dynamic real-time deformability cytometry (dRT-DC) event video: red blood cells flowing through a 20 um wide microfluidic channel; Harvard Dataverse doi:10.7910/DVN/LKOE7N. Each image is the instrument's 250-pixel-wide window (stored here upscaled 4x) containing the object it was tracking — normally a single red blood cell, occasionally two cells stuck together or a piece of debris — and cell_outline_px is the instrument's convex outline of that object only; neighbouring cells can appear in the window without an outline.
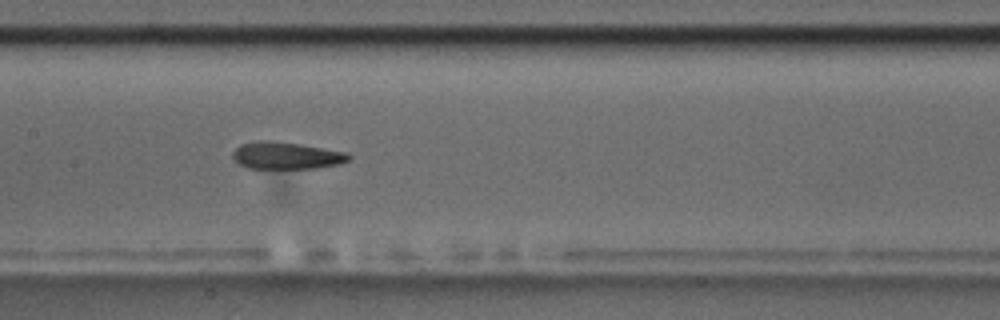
{"species": "common noctule bat (a hibernating species)", "species_latin": "Nyctalus noctula", "temperature_condition": "room temperature", "stored_images_in_passage": 14, "camera_frame_rate_fps": 3000, "um_per_image_px": 0.085, "animal": {"sex": "male", "body_mass_g": 17.5, "forearm_length_mm": 52.3}, "frame": {"image": 1, "passage_image": 7, "time_ms": 7.667, "image_size_px": [1000, 320], "cell_outline_px": [[352, 156], [348, 160], [340, 164], [316, 168], [248, 168], [240, 164], [232, 156], [232, 152], [240, 144], [260, 140], [268, 140], [300, 144], [348, 152]], "centroid_in_image_um": [24.36, 13.21], "position_along_channel_um": 183.0, "area_um2": 18.32}}
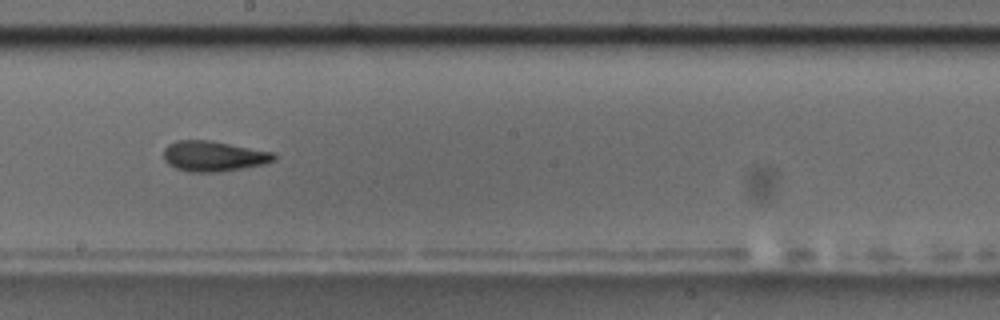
{"frame": {"image": 2, "passage_image": 8, "time_ms": 9.0, "image_size_px": [1000, 320], "cell_outline_px": [[276, 160], [264, 164], [244, 168], [220, 172], [188, 172], [176, 168], [168, 164], [164, 160], [164, 148], [168, 144], [176, 140], [212, 140], [276, 152]], "centroid_in_image_um": [18.18, 13.27], "position_along_channel_um": 230.0, "area_um2": 19.94}, "authors_computed_cell_mechanics": {"area_um2": 18.9006, "velocity_mm_per_s": 3.5411, "shape_relaxation_time_tau1_ms": 5.7196, "shape_relaxation_time_tau2_ms": 4.2281, "deformation_change_tau1": 0.1604, "deformation_change_tau2": 0.1153}}